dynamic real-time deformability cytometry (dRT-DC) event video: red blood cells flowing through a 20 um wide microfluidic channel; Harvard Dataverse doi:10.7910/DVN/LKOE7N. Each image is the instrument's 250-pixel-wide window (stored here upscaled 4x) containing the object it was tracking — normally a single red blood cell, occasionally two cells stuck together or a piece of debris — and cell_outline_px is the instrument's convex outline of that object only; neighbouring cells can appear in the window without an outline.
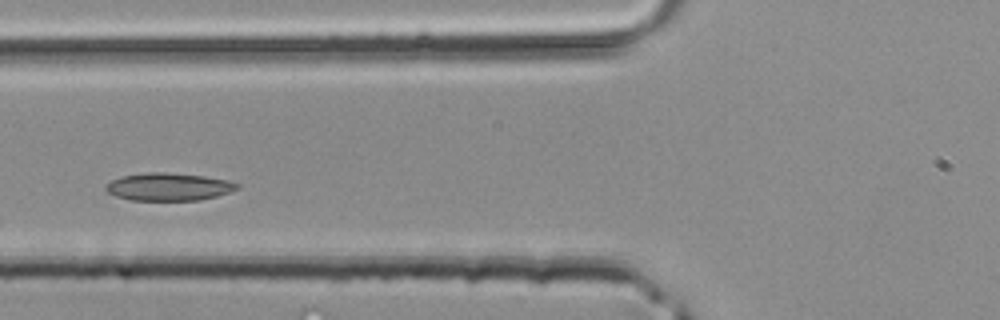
{"species": "common noctule bat (a hibernating species)", "species_latin": "Nyctalus noctula", "temperature_condition": "room temperature", "stored_images_in_passage": 31, "camera_frame_rate_fps": 3000, "um_per_image_px": 0.085, "animal": {"sex": "male", "body_mass_g": 20.4}, "frame": {"image": 1, "passage_image": 7, "time_ms": 2.0, "image_size_px": [1000, 320], "cell_outline_px": [[240, 188], [216, 196], [200, 200], [132, 200], [116, 196], [108, 192], [104, 188], [112, 180], [120, 176], [148, 172], [164, 172], [204, 176], [228, 180], [240, 184]], "centroid_in_image_um": [14.35, 15.87], "position_along_channel_um": 111.5, "area_um2": 21.1}}
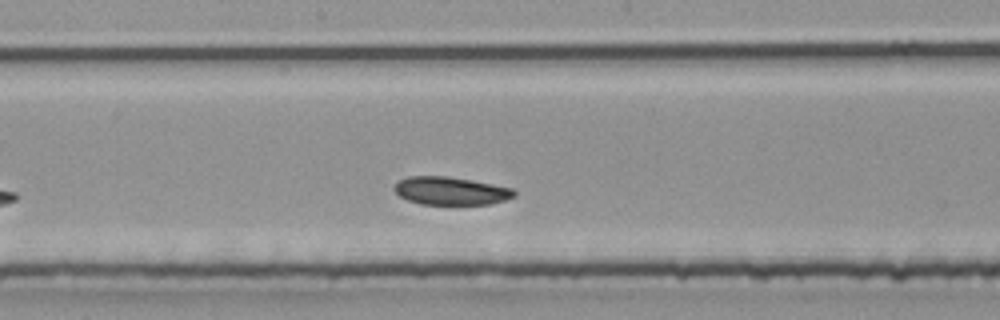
{"frame": {"image": 2, "passage_image": 13, "time_ms": 4.0, "image_size_px": [1000, 320], "cell_outline_px": [[516, 196], [492, 204], [420, 204], [408, 200], [400, 196], [392, 188], [400, 180], [408, 176], [448, 176], [512, 188], [516, 192]], "centroid_in_image_um": [38.3, 16.23], "position_along_channel_um": 209.9, "area_um2": 19.42}}
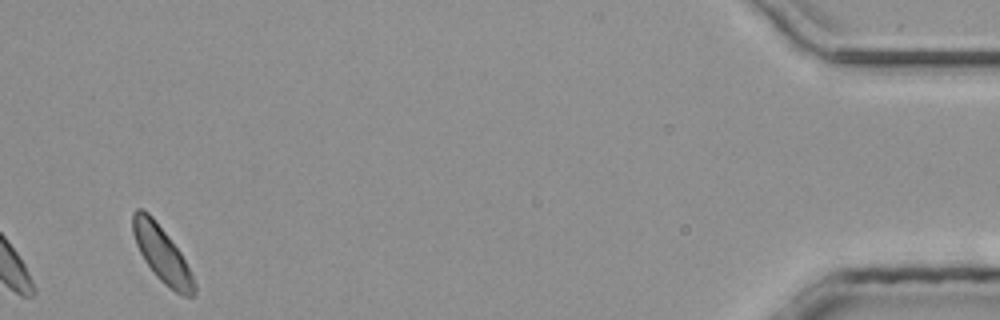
{"frame": {"image": 3, "passage_image": 31, "time_ms": 10.0, "image_size_px": [1000, 320], "cell_outline_px": [[196, 292], [192, 296], [184, 296], [168, 288], [156, 276], [144, 260], [136, 244], [132, 232], [132, 212], [136, 208], [144, 208], [152, 216], [168, 236], [180, 252], [196, 284]], "centroid_in_image_um": [13.73, 21.58], "position_along_channel_um": 421.5, "area_um2": 19.88}}